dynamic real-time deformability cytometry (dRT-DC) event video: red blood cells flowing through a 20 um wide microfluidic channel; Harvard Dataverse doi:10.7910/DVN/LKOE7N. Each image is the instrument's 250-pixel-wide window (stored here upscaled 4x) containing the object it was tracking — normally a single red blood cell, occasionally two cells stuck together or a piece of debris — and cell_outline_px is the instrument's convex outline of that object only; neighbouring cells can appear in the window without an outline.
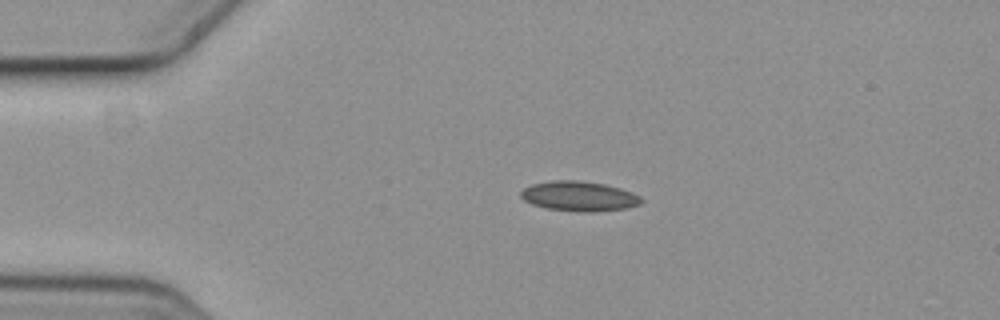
{"species": "common noctule bat (a hibernating species)", "species_latin": "Nyctalus noctula", "temperature_condition": "cold", "stored_images_in_passage": 3, "camera_frame_rate_fps": 3000, "um_per_image_px": 0.085, "animal": {"sex": "female", "body_mass_g": 19.3, "forearm_length_mm": 54.1}, "frame": {"image": 1, "passage_image": 2, "time_ms": 0.333, "image_size_px": [1000, 320], "cell_outline_px": [[644, 200], [640, 204], [628, 208], [592, 212], [580, 212], [544, 208], [532, 204], [524, 200], [520, 196], [520, 192], [524, 188], [532, 184], [552, 180], [576, 180], [604, 184], [620, 188], [632, 192], [640, 196]], "centroid_in_image_um": [49.22, 16.68], "position_along_channel_um": 35.8, "area_um2": 21.1}}